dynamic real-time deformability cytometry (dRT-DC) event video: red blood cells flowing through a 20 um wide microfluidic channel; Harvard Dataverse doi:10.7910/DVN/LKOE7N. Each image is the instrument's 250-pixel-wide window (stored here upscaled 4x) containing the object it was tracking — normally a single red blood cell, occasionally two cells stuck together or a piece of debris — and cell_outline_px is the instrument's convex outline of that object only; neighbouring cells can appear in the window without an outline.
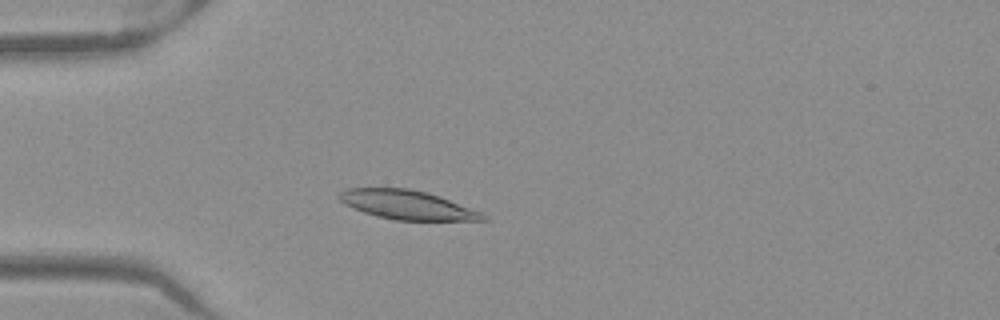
{"species": "Egyptian fruit bat (a non-hibernating species)", "species_latin": "Rousettus aegyptiacus", "temperature_condition": "warm", "stored_images_in_passage": 44, "camera_frame_rate_fps": 3000, "um_per_image_px": 0.085, "frame": {"image": 1, "passage_image": 7, "time_ms": 2.0, "image_size_px": [1000, 320], "cell_outline_px": [[488, 220], [396, 220], [376, 216], [352, 208], [344, 204], [336, 196], [340, 192], [348, 188], [408, 188], [428, 192], [440, 196], [480, 212]], "centroid_in_image_um": [34.55, 17.4], "position_along_channel_um": 50.5, "area_um2": 24.16}}
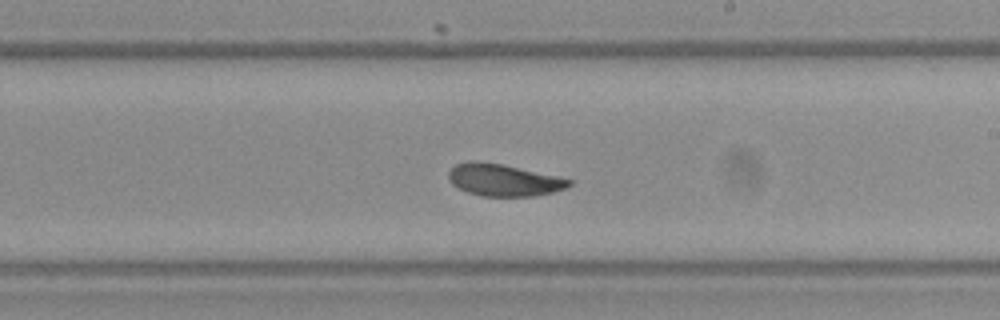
{"frame": {"image": 2, "passage_image": 23, "time_ms": 7.333, "image_size_px": [1000, 320], "cell_outline_px": [[572, 184], [564, 188], [552, 192], [532, 196], [480, 196], [468, 192], [452, 184], [448, 180], [448, 172], [456, 164], [468, 160], [476, 160], [500, 164], [560, 176], [572, 180]], "centroid_in_image_um": [42.79, 15.29], "position_along_channel_um": 246.2, "area_um2": 22.48}}
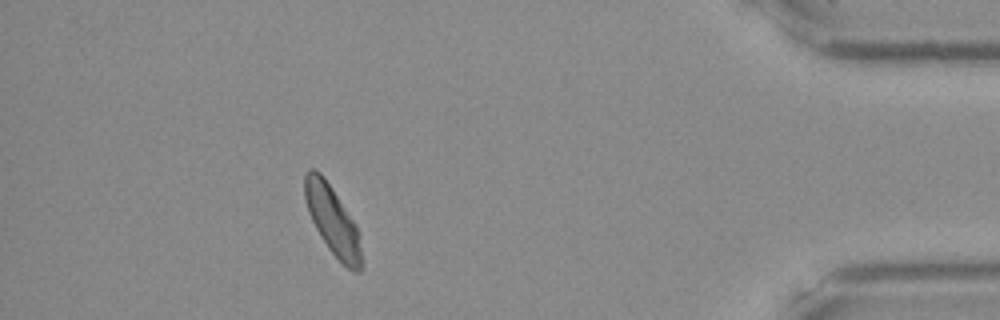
{"frame": {"image": 3, "passage_image": 39, "time_ms": 12.667, "image_size_px": [1000, 320], "cell_outline_px": [[360, 272], [352, 272], [328, 248], [320, 236], [308, 212], [304, 196], [304, 176], [308, 168], [316, 168], [324, 176], [356, 224], [360, 248]], "centroid_in_image_um": [28.22, 18.67], "position_along_channel_um": 407.0, "area_um2": 22.43}, "authors_computed_cell_mechanics": {"area_um2": 22.9466, "velocity_mm_per_s": 3.9415, "shape_relaxation_time_tau1_ms": 6.375, "shape_relaxation_time_tau2_ms": 2.5268, "deformation_change_tau1": 0.1689, "deformation_change_tau2": 0.0623}}